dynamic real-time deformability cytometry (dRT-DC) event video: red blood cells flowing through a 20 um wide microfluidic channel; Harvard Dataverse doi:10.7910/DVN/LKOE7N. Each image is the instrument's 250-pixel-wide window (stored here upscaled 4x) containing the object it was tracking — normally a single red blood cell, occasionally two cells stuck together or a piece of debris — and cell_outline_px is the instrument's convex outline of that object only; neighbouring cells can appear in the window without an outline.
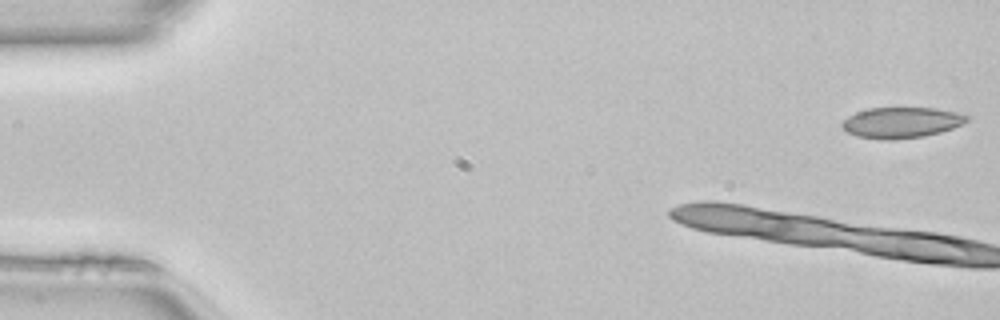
{"species": "common noctule bat (a hibernating species)", "species_latin": "Nyctalus noctula", "temperature_condition": "room temperature", "stored_images_in_passage": 8, "camera_frame_rate_fps": 3000, "um_per_image_px": 0.085, "animal": {"sex": "female", "body_mass_g": 22.7, "forearm_length_mm": 54.2}, "frame": {"image": 1, "passage_image": 1, "time_ms": 0.0, "image_size_px": [1000, 320], "cell_outline_px": [[968, 120], [964, 124], [940, 132], [924, 136], [892, 140], [880, 140], [856, 136], [848, 132], [840, 124], [848, 116], [856, 112], [868, 108], [936, 108], [956, 112], [968, 116]], "centroid_in_image_um": [76.61, 10.42], "position_along_channel_um": 8.4, "area_um2": 22.43}}